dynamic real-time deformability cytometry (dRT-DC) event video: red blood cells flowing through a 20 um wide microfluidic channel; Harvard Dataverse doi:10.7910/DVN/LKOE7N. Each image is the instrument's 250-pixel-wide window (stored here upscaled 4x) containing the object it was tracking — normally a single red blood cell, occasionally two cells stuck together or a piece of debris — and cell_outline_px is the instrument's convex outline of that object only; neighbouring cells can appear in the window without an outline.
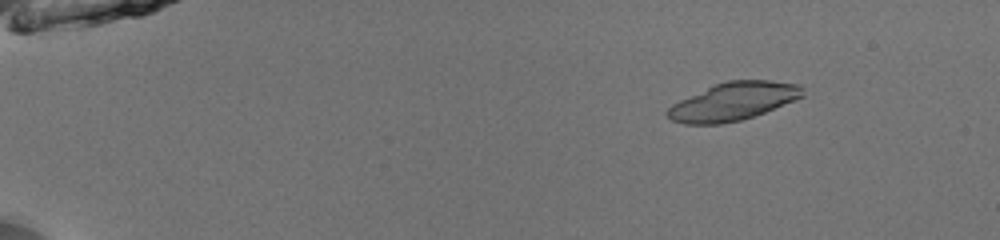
{"species": "common noctule bat (a hibernating species)", "species_latin": "Nyctalus noctula", "temperature_condition": "room temperature", "stored_images_in_passage": 40, "camera_frame_rate_fps": 3000, "um_per_image_px": 0.085, "animal": {"sex": "male", "body_mass_g": 13.0, "forearm_length_mm": 53.1}, "frame": {"image": 1, "passage_image": 8, "time_ms": 2.333, "image_size_px": [1000, 240], "cell_outline_px": [[804, 96], [796, 100], [764, 112], [740, 120], [720, 124], [684, 124], [672, 120], [664, 112], [672, 104], [680, 100], [716, 84], [728, 80], [772, 80], [800, 84], [804, 88]], "centroid_in_image_um": [62.36, 8.61], "position_along_channel_um": 22.6, "area_um2": 29.77}}